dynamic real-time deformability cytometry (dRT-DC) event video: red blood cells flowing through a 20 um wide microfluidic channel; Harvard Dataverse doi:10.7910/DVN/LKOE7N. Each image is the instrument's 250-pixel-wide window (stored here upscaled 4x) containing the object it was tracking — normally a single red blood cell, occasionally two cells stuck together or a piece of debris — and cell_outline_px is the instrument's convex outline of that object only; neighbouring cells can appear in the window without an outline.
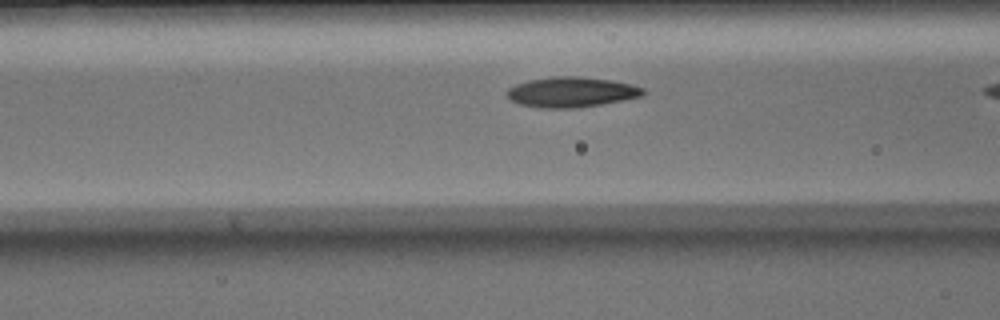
{"species": "Egyptian fruit bat (a non-hibernating species)", "species_latin": "Rousettus aegyptiacus", "temperature_condition": "warm", "stored_images_in_passage": 11, "camera_frame_rate_fps": 3000, "um_per_image_px": 0.085, "animal": {"sex": "male"}, "frame": {"image": 1, "passage_image": 7, "time_ms": 2.0, "image_size_px": [1000, 320], "cell_outline_px": [[644, 96], [604, 104], [576, 108], [536, 108], [520, 104], [512, 100], [504, 92], [508, 88], [516, 84], [528, 80], [552, 76], [580, 76], [612, 80], [632, 84], [644, 88]], "centroid_in_image_um": [48.58, 7.83], "position_along_channel_um": 118.0, "area_um2": 24.33}}
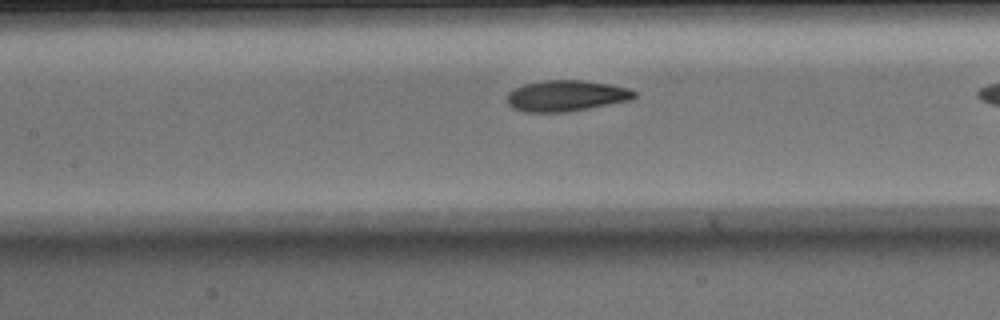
{"frame": {"image": 2, "passage_image": 10, "time_ms": 3.0, "image_size_px": [1000, 320], "cell_outline_px": [[636, 96], [632, 100], [568, 112], [524, 112], [512, 108], [508, 104], [508, 92], [512, 88], [524, 84], [544, 80], [580, 80], [608, 84], [628, 88], [636, 92]], "centroid_in_image_um": [48.11, 8.14], "position_along_channel_um": 159.3, "area_um2": 23.12}}